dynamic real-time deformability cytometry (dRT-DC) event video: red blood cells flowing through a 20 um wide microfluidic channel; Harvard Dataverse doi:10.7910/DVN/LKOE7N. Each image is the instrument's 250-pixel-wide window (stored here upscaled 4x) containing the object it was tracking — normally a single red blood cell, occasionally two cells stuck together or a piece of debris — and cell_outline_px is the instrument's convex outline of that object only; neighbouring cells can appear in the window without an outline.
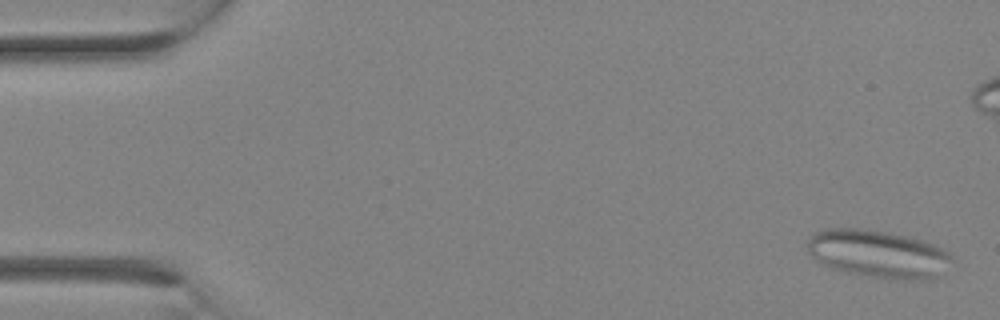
{"species": "Egyptian fruit bat (a non-hibernating species)", "species_latin": "Rousettus aegyptiacus", "temperature_condition": "room temperature", "stored_images_in_passage": 10, "camera_frame_rate_fps": 3000, "um_per_image_px": 0.085, "animal": {"sex": "female"}, "frame": {"image": 1, "passage_image": 1, "time_ms": 0.0, "image_size_px": [1000, 320], "cell_outline_px": [[952, 260], [936, 276], [928, 280], [900, 280], [848, 272], [832, 268], [816, 260], [808, 252], [808, 240], [816, 232], [824, 228], [856, 228], [884, 232], [904, 236], [920, 240], [932, 244], [948, 252], [952, 256]], "centroid_in_image_um": [74.61, 21.58], "position_along_channel_um": 10.4, "area_um2": 39.42}}